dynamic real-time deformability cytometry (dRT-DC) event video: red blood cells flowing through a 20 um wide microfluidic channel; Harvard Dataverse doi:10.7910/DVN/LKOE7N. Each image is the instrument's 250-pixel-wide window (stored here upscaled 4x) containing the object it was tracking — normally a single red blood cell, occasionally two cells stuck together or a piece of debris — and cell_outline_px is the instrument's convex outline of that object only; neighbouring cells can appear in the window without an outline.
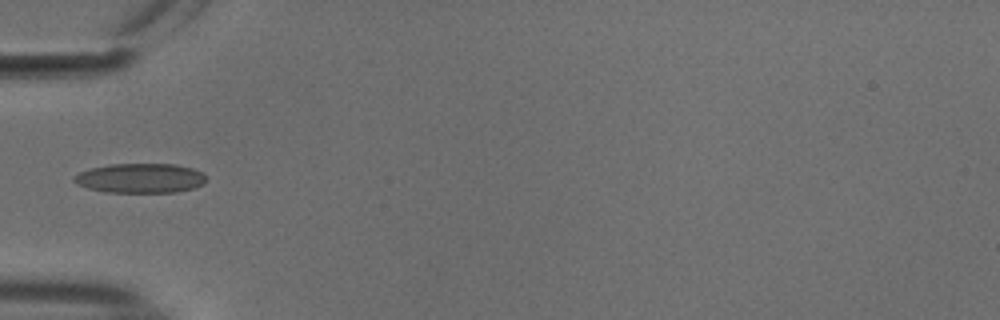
{"species": "common noctule bat (a hibernating species)", "species_latin": "Nyctalus noctula", "temperature_condition": "cold", "stored_images_in_passage": 36, "camera_frame_rate_fps": 3000, "um_per_image_px": 0.085, "animal": {"sex": "male", "body_mass_g": 18.8}, "frame": {"image": 1, "passage_image": 1, "time_ms": 0.0, "image_size_px": [1000, 320], "cell_outline_px": [[204, 184], [196, 188], [176, 192], [104, 192], [88, 188], [76, 184], [72, 180], [72, 176], [80, 172], [92, 168], [108, 164], [176, 164], [192, 168], [200, 172], [204, 176]], "centroid_in_image_um": [11.9, 15.15], "position_along_channel_um": 73.1, "area_um2": 22.83}}
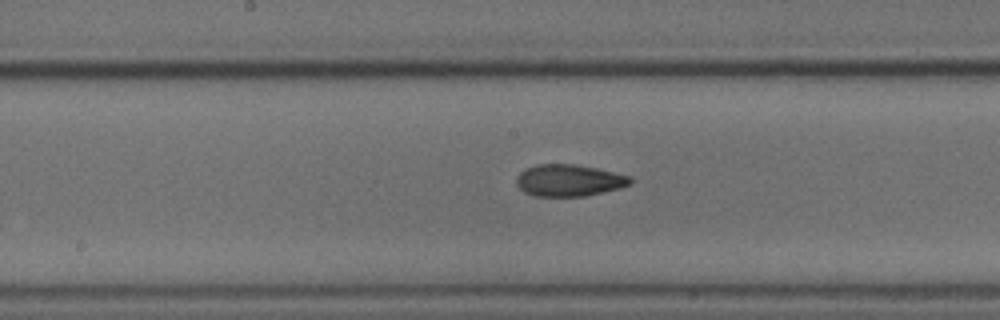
{"frame": {"image": 2, "passage_image": 11, "time_ms": 3.333, "image_size_px": [1000, 320], "cell_outline_px": [[632, 184], [620, 188], [584, 196], [536, 196], [524, 192], [516, 184], [516, 176], [524, 168], [536, 164], [576, 164], [596, 168], [632, 176]], "centroid_in_image_um": [48.36, 15.32], "position_along_channel_um": 199.8, "area_um2": 21.27}}
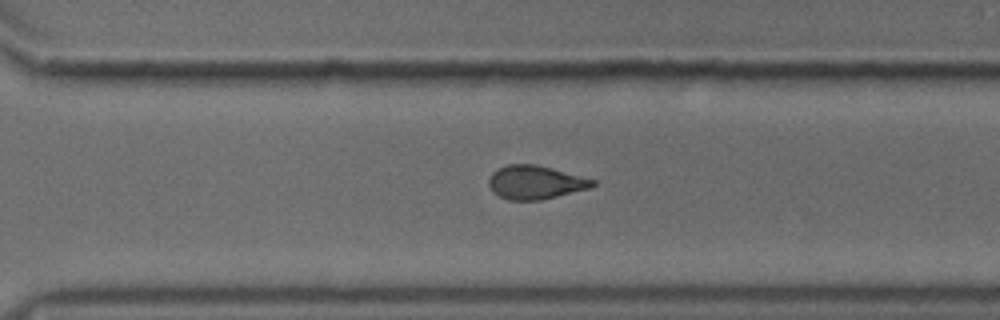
{"frame": {"image": 3, "passage_image": 21, "time_ms": 6.667, "image_size_px": [1000, 320], "cell_outline_px": [[596, 184], [592, 188], [540, 200], [508, 200], [492, 192], [488, 184], [488, 180], [492, 172], [508, 164], [536, 164], [552, 168], [596, 180]], "centroid_in_image_um": [45.51, 15.5], "position_along_channel_um": 325.1, "area_um2": 20.4}, "authors_computed_cell_mechanics": {"area_um2": 20.5479, "velocity_mm_per_s": 3.7649, "shape_relaxation_time_tau1_ms": 4.5251, "shape_relaxation_time_tau2_ms": 2.5177, "deformation_change_tau1": 0.1285, "deformation_change_tau2": 0.0835}}